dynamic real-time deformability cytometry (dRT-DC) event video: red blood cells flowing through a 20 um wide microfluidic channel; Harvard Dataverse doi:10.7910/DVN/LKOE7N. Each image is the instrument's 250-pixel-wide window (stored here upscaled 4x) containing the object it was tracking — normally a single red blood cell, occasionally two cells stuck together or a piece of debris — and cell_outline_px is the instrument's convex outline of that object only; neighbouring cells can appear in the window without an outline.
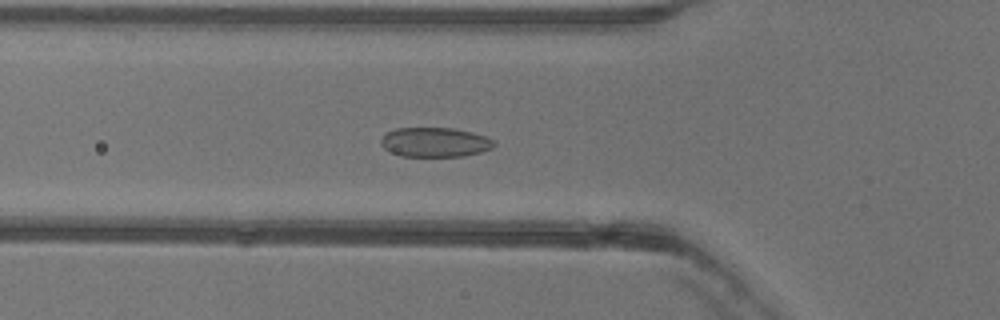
{"species": "common noctule bat (a hibernating species)", "species_latin": "Nyctalus noctula", "temperature_condition": "warm", "stored_images_in_passage": 52, "camera_frame_rate_fps": 3000, "um_per_image_px": 0.085, "animal": {"sex": "female"}, "frame": {"image": 1, "passage_image": 18, "time_ms": 5.667, "image_size_px": [1000, 320], "cell_outline_px": [[496, 144], [492, 148], [480, 152], [464, 156], [400, 156], [384, 148], [380, 144], [380, 140], [388, 132], [396, 128], [452, 128], [472, 132], [496, 140]], "centroid_in_image_um": [36.99, 12.09], "position_along_channel_um": 88.8, "area_um2": 19.42}}
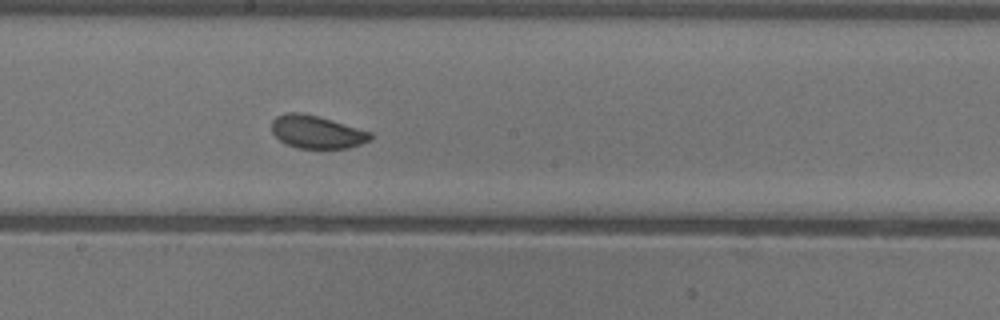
{"frame": {"image": 2, "passage_image": 28, "time_ms": 9.0, "image_size_px": [1000, 320], "cell_outline_px": [[372, 140], [348, 148], [300, 148], [284, 144], [272, 132], [272, 120], [276, 116], [288, 112], [300, 112], [320, 116], [372, 132]], "centroid_in_image_um": [26.93, 11.21], "position_along_channel_um": 221.3, "area_um2": 19.07}}
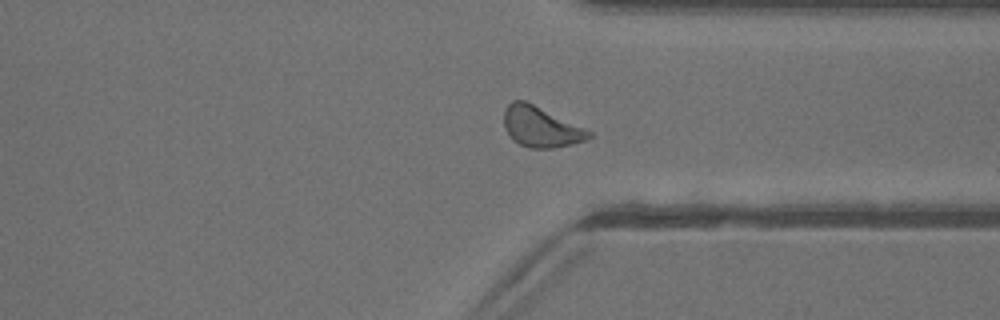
{"frame": {"image": 3, "passage_image": 39, "time_ms": 12.667, "image_size_px": [1000, 320], "cell_outline_px": [[592, 136], [584, 140], [572, 144], [552, 148], [528, 148], [512, 140], [508, 136], [504, 128], [504, 108], [512, 100], [524, 100], [584, 128], [592, 132]], "centroid_in_image_um": [45.91, 10.79], "position_along_channel_um": 365.5, "area_um2": 19.88}, "authors_computed_cell_mechanics": {"area_um2": 20.0855, "velocity_mm_per_s": 3.9606, "shape_relaxation_time_tau1_ms": 3.0537, "shape_relaxation_time_tau2_ms": null, "deformation_change_tau1": 0.0788, "deformation_change_tau2": null}}